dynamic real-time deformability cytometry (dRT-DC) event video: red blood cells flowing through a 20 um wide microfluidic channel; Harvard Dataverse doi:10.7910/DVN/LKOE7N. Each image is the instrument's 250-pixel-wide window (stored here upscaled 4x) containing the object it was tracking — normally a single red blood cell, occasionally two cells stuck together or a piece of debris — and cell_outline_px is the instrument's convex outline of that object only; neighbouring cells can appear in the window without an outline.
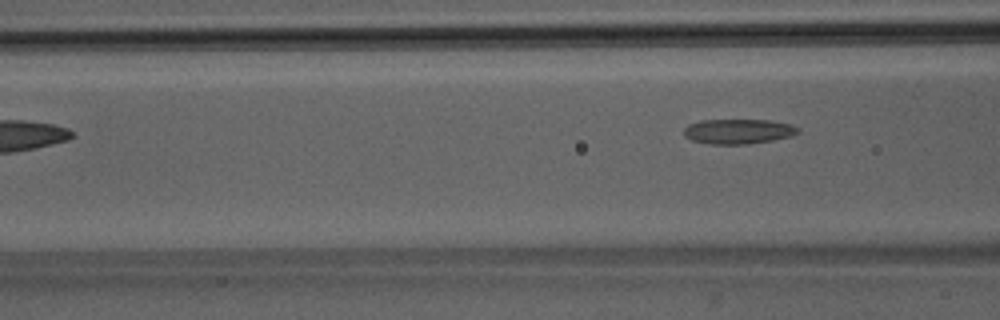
{"species": "Egyptian fruit bat (a non-hibernating species)", "species_latin": "Rousettus aegyptiacus", "temperature_condition": "room temperature", "stored_images_in_passage": 4, "camera_frame_rate_fps": 3000, "um_per_image_px": 0.085, "animal": {"sex": "male"}, "frame": {"image": 1, "passage_image": 4, "time_ms": 4.333, "image_size_px": [1000, 320], "cell_outline_px": [[800, 132], [792, 136], [772, 140], [748, 144], [708, 144], [692, 140], [684, 136], [684, 128], [688, 124], [700, 120], [772, 120], [792, 124], [800, 128]], "centroid_in_image_um": [62.77, 11.16], "position_along_channel_um": 103.8, "area_um2": 16.76}}